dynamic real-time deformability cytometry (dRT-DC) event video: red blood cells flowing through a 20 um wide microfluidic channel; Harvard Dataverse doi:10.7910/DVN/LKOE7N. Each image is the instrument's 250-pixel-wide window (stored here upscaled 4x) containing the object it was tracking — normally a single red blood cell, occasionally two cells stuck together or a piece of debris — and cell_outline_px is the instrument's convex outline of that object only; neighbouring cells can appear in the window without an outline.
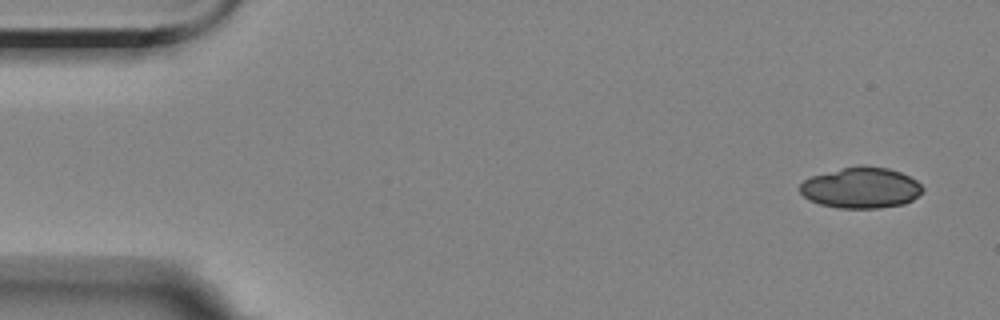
{"species": "Egyptian fruit bat (a non-hibernating species)", "species_latin": "Rousettus aegyptiacus", "temperature_condition": "room temperature", "stored_images_in_passage": 4, "camera_frame_rate_fps": 3000, "um_per_image_px": 0.085, "animal": {"sex": "female"}, "frame": {"image": 1, "passage_image": 1, "time_ms": 0.0, "image_size_px": [1000, 320], "cell_outline_px": [[924, 188], [912, 200], [904, 204], [880, 208], [840, 208], [820, 204], [808, 200], [800, 192], [800, 184], [804, 180], [812, 176], [860, 164], [864, 164], [888, 168], [900, 172], [916, 180]], "centroid_in_image_um": [73.18, 15.96], "position_along_channel_um": 11.8, "area_um2": 29.19}}